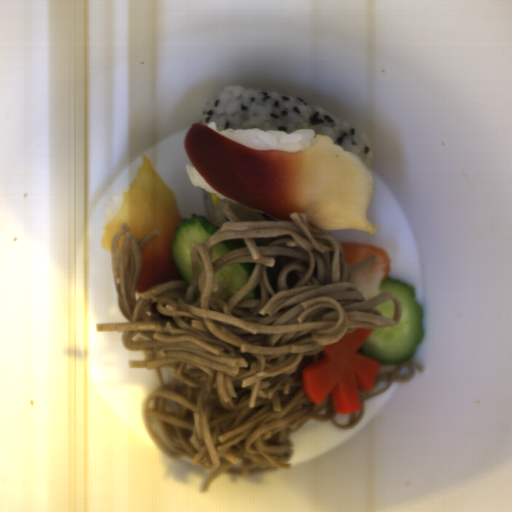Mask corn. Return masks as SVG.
Wrapping results in <instances>:
<instances>
[{"label":"corn","mask_w":512,"mask_h":512,"mask_svg":"<svg viewBox=\"0 0 512 512\" xmlns=\"http://www.w3.org/2000/svg\"><path fill=\"white\" fill-rule=\"evenodd\" d=\"M211 199H212V203L214 206H217L219 205V200H218V197L215 195V193L211 192Z\"/></svg>","instance_id":"corn-1"}]
</instances>
